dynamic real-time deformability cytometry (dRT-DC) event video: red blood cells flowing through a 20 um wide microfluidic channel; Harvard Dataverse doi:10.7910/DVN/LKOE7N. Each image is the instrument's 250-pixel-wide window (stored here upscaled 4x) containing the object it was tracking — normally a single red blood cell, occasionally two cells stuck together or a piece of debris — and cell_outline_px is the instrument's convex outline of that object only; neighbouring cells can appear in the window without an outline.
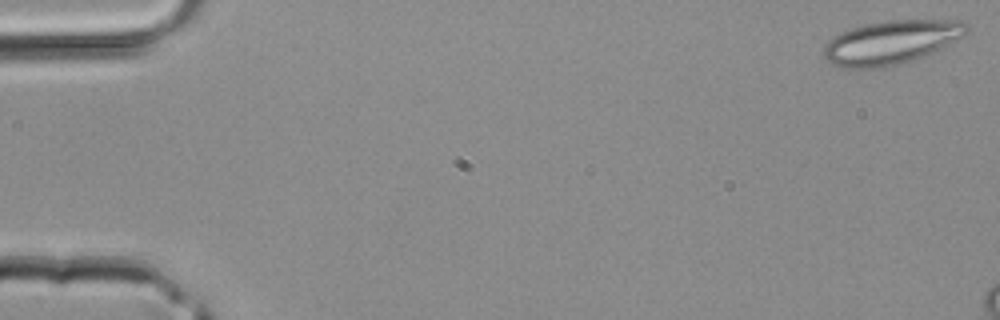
{"species": "common noctule bat (a hibernating species)", "species_latin": "Nyctalus noctula", "temperature_condition": "room temperature", "stored_images_in_passage": 9, "camera_frame_rate_fps": 3000, "um_per_image_px": 0.085, "animal": {"sex": "male", "body_mass_g": 20.4}, "frame": {"image": 1, "passage_image": 1, "time_ms": 0.0, "image_size_px": [1000, 320], "cell_outline_px": [[968, 32], [964, 36], [924, 56], [900, 64], [884, 68], [844, 68], [832, 64], [824, 56], [824, 44], [828, 40], [840, 32], [852, 28], [868, 24], [888, 20], [960, 20], [968, 28]], "centroid_in_image_um": [75.73, 3.6], "position_along_channel_um": 9.3, "area_um2": 36.24}}